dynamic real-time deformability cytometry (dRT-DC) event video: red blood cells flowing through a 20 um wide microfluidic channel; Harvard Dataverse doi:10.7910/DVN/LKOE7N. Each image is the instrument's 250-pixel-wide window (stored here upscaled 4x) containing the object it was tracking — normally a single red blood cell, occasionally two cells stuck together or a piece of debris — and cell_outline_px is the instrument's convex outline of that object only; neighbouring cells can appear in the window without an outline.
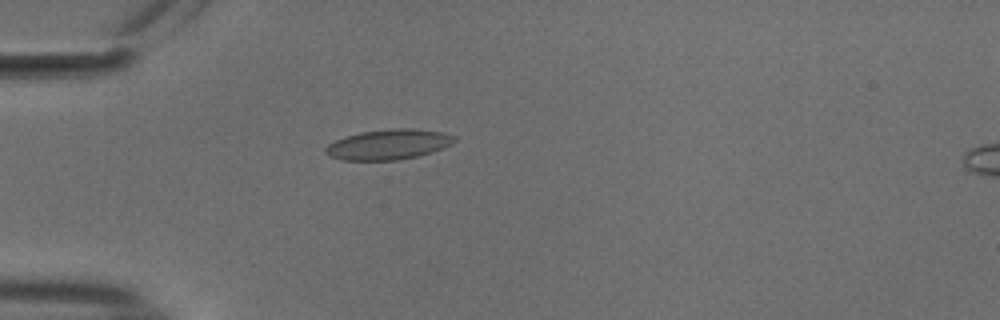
{"species": "common noctule bat (a hibernating species)", "species_latin": "Nyctalus noctula", "temperature_condition": "cold", "stored_images_in_passage": 39, "camera_frame_rate_fps": 3000, "um_per_image_px": 0.085, "animal": {"sex": "male", "body_mass_g": 18.8}, "frame": {"image": 1, "passage_image": 1, "time_ms": 0.0, "image_size_px": [1000, 320], "cell_outline_px": [[456, 140], [452, 144], [444, 148], [432, 152], [416, 156], [396, 160], [340, 160], [328, 156], [324, 152], [324, 148], [328, 144], [344, 136], [360, 132], [392, 128], [412, 128], [444, 132], [456, 136]], "centroid_in_image_um": [33.01, 12.27], "position_along_channel_um": 52.0, "area_um2": 22.95}}
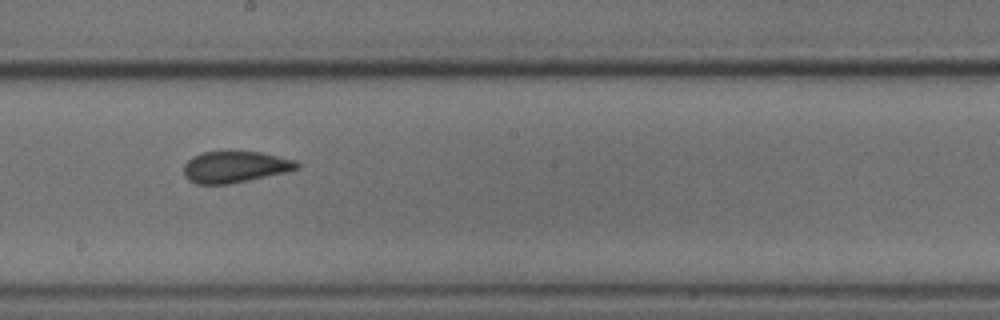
{"frame": {"image": 2, "passage_image": 16, "time_ms": 5.0, "image_size_px": [1000, 320], "cell_outline_px": [[300, 168], [284, 172], [248, 180], [228, 184], [196, 184], [188, 180], [184, 176], [184, 164], [192, 156], [204, 152], [260, 152], [296, 160], [300, 164]], "centroid_in_image_um": [19.96, 14.19], "position_along_channel_um": 228.2, "area_um2": 20.58}}
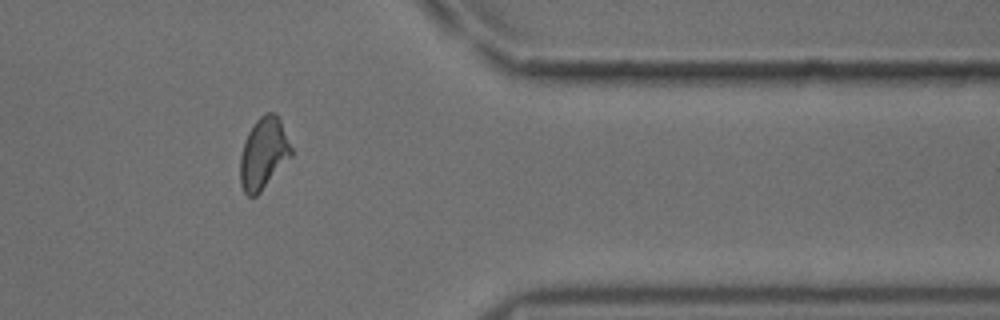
{"frame": {"image": 3, "passage_image": 30, "time_ms": 9.667, "image_size_px": [1000, 320], "cell_outline_px": [[292, 156], [260, 192], [256, 196], [248, 196], [244, 192], [240, 184], [240, 156], [244, 140], [248, 132], [256, 120], [264, 112], [276, 112], [280, 120], [292, 148]], "centroid_in_image_um": [22.39, 13.03], "position_along_channel_um": 389.0, "area_um2": 21.33}, "authors_computed_cell_mechanics": {"area_um2": 20.808, "velocity_mm_per_s": 3.7585, "shape_relaxation_time_tau1_ms": 10.2474, "shape_relaxation_time_tau2_ms": 1.5005, "deformation_change_tau1": 0.1418, "deformation_change_tau2": 0.0517}}